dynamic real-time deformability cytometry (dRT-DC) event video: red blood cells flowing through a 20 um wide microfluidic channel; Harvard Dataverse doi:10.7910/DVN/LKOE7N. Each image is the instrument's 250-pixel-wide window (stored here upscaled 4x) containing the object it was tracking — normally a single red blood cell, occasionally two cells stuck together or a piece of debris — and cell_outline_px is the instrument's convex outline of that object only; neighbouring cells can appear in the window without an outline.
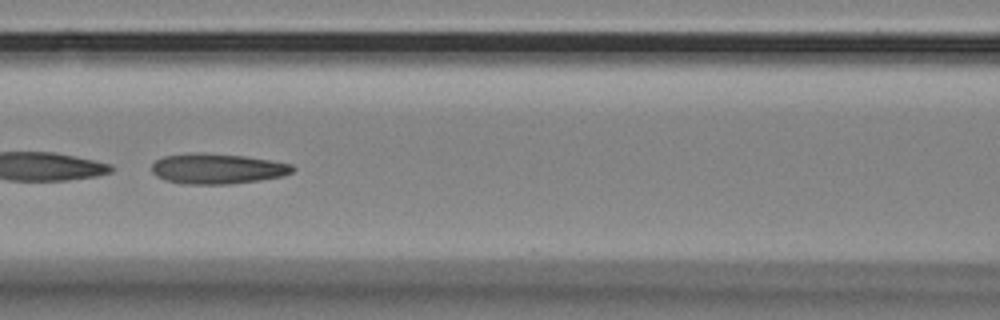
{"species": "Egyptian fruit bat (a non-hibernating species)", "species_latin": "Rousettus aegyptiacus", "temperature_condition": "room temperature", "stored_images_in_passage": 56, "camera_frame_rate_fps": 3000, "um_per_image_px": 0.085, "animal": {"sex": "female"}, "frame": {"image": 1, "passage_image": 25, "time_ms": 8.0, "image_size_px": [1000, 320], "cell_outline_px": [[296, 168], [292, 172], [284, 176], [260, 180], [232, 184], [180, 184], [164, 180], [156, 176], [152, 172], [152, 164], [156, 160], [164, 156], [188, 152], [204, 152], [244, 156], [272, 160], [292, 164]], "centroid_in_image_um": [18.46, 14.33], "position_along_channel_um": 148.1, "area_um2": 25.37}}
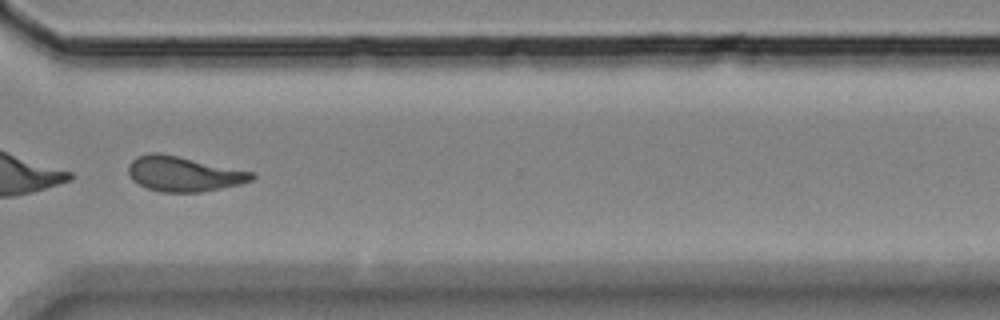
{"frame": {"image": 2, "passage_image": 43, "time_ms": 14.0, "image_size_px": [1000, 320], "cell_outline_px": [[256, 176], [252, 180], [240, 184], [200, 192], [160, 192], [148, 188], [132, 180], [128, 172], [128, 164], [136, 156], [152, 152], [160, 152], [252, 172]], "centroid_in_image_um": [15.57, 14.77], "position_along_channel_um": 355.0, "area_um2": 25.03}}